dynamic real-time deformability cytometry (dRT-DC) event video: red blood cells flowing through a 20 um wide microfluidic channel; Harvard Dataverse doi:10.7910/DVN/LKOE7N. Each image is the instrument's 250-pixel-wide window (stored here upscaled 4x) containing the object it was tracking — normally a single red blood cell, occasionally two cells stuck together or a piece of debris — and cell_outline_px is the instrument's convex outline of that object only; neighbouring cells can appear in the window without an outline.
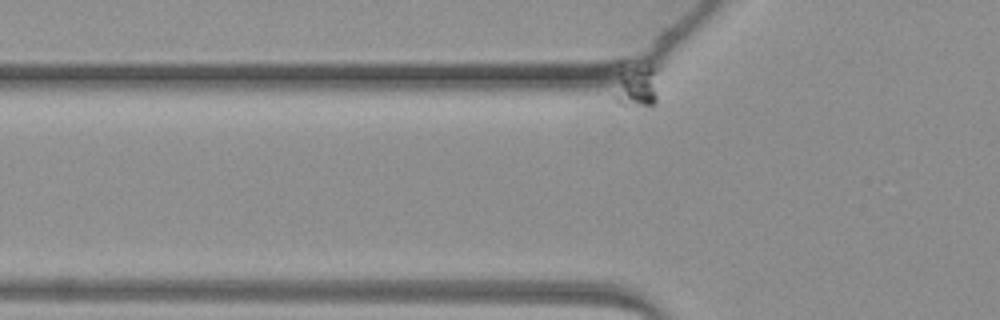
{"species": "common noctule bat (a hibernating species)", "species_latin": "Nyctalus noctula", "temperature_condition": "warm", "stored_images_in_passage": 6, "camera_frame_rate_fps": 3000, "um_per_image_px": 0.085, "animal": {"sex": "female", "body_mass_g": 19.3, "forearm_length_mm": 54.1}, "frame": {"image": 1, "passage_image": 6, "time_ms": 6.0, "image_size_px": [1000, 320], "cell_outline_px": [[656, 104], [620, 104], [616, 100], [616, 96], [620, 72], [648, 60], [656, 68]], "centroid_in_image_um": [54.2, 7.22], "position_along_channel_um": 71.6, "area_um2": 10.52}}